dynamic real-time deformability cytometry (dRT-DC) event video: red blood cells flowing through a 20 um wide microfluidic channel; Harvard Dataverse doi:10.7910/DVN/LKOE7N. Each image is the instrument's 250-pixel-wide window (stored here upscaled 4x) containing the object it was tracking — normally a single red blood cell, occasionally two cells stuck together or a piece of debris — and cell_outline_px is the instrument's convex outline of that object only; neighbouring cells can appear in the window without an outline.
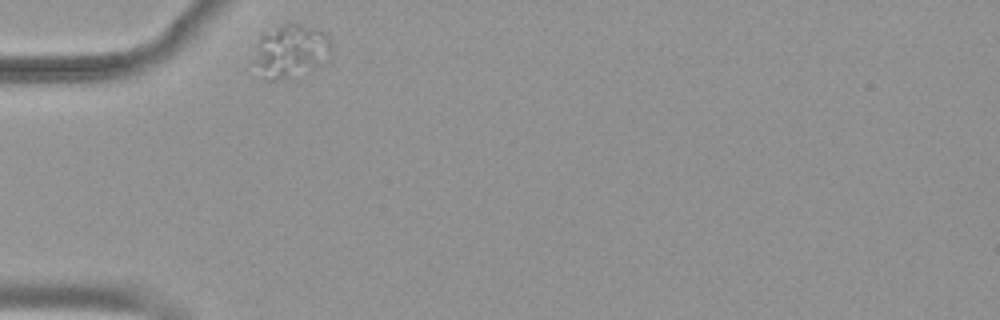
{"species": "common noctule bat (a hibernating species)", "species_latin": "Nyctalus noctula", "temperature_condition": "warm", "stored_images_in_passage": 36, "camera_frame_rate_fps": 3000, "um_per_image_px": 0.085, "animal": {"sex": "female", "body_mass_g": 19.9}, "frame": {"image": 1, "passage_image": 1, "time_ms": 0.0, "image_size_px": [1000, 320], "cell_outline_px": [[328, 56], [320, 64], [276, 80], [268, 80], [264, 76], [256, 60], [256, 48], [260, 36], [264, 32], [276, 24], [288, 20], [292, 20], [316, 28], [324, 32], [328, 36]], "centroid_in_image_um": [24.69, 4.19], "position_along_channel_um": 60.3, "area_um2": 23.18}}
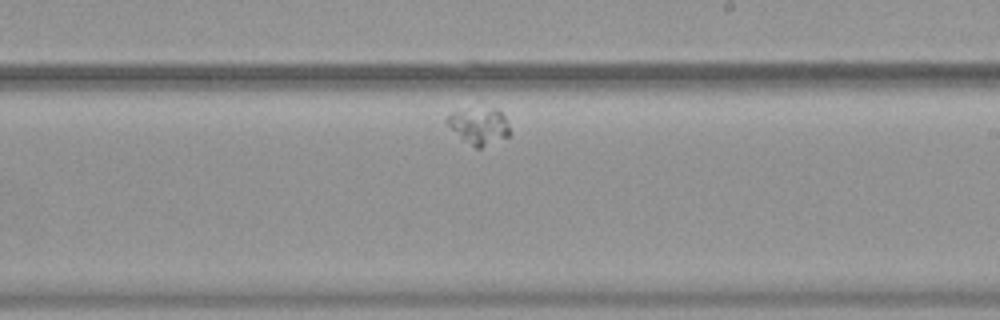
{"frame": {"image": 2, "passage_image": 21, "time_ms": 6.667, "image_size_px": [1000, 320], "cell_outline_px": [[512, 132], [508, 136], [480, 148], [476, 148], [460, 140], [444, 120], [452, 112], [468, 108], [496, 108], [504, 116]], "centroid_in_image_um": [40.69, 10.71], "position_along_channel_um": 248.3, "area_um2": 13.64}}
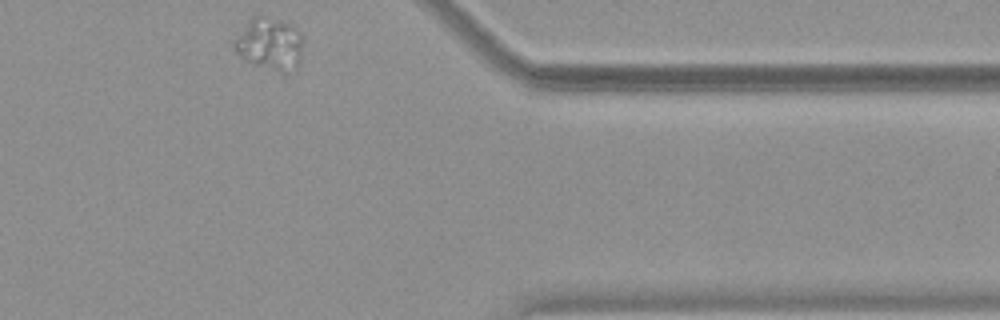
{"frame": {"image": 3, "passage_image": 36, "time_ms": 11.667, "image_size_px": [1000, 320], "cell_outline_px": [[304, 40], [300, 64], [296, 68], [280, 72], [244, 60], [236, 52], [232, 44], [248, 20], [252, 16], [260, 16], [280, 20], [296, 28], [304, 36]], "centroid_in_image_um": [22.96, 3.73], "position_along_channel_um": 388.4, "area_um2": 20.92}}